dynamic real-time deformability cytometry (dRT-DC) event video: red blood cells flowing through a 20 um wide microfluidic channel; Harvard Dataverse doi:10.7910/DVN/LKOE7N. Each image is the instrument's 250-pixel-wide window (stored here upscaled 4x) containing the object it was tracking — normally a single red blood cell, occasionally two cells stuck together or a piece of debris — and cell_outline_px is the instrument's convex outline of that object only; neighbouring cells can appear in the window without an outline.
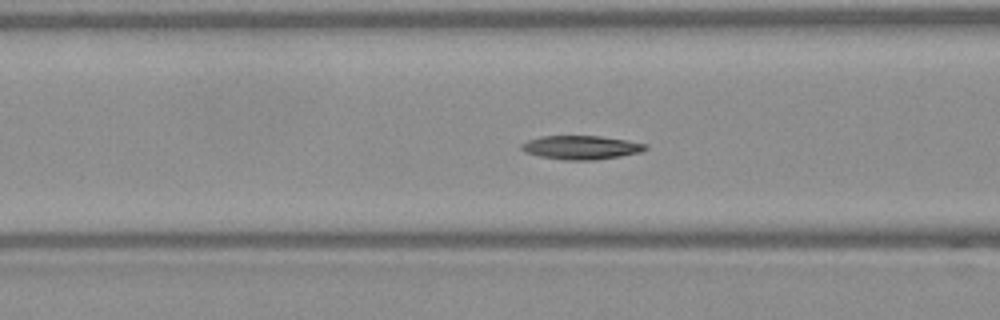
{"species": "Egyptian fruit bat (a non-hibernating species)", "species_latin": "Rousettus aegyptiacus", "temperature_condition": "warm", "stored_images_in_passage": 54, "camera_frame_rate_fps": 3000, "um_per_image_px": 0.085, "frame": {"image": 1, "passage_image": 21, "time_ms": 6.667, "image_size_px": [1000, 320], "cell_outline_px": [[648, 148], [640, 152], [620, 156], [596, 160], [564, 160], [540, 156], [524, 152], [520, 148], [520, 144], [528, 140], [540, 136], [600, 136], [628, 140], [648, 144]], "centroid_in_image_um": [49.39, 12.53], "position_along_channel_um": 117.2, "area_um2": 17.28}}
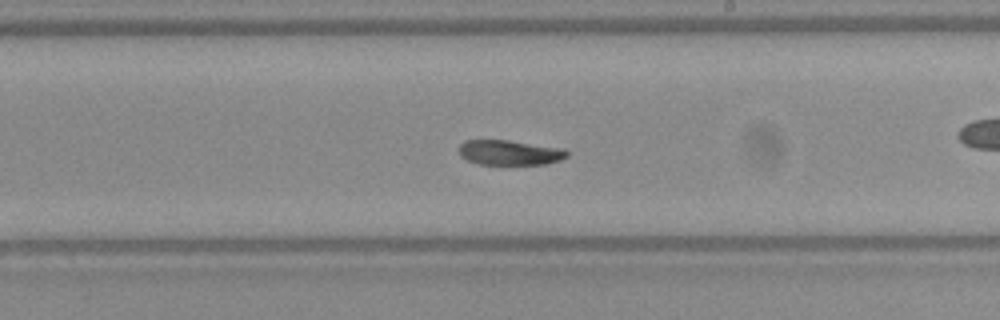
{"frame": {"image": 2, "passage_image": 31, "time_ms": 10.0, "image_size_px": [1000, 320], "cell_outline_px": [[568, 156], [560, 160], [544, 164], [476, 164], [460, 156], [460, 144], [464, 140], [508, 140], [564, 148], [568, 152]], "centroid_in_image_um": [43.33, 12.96], "position_along_channel_um": 245.7, "area_um2": 15.72}}
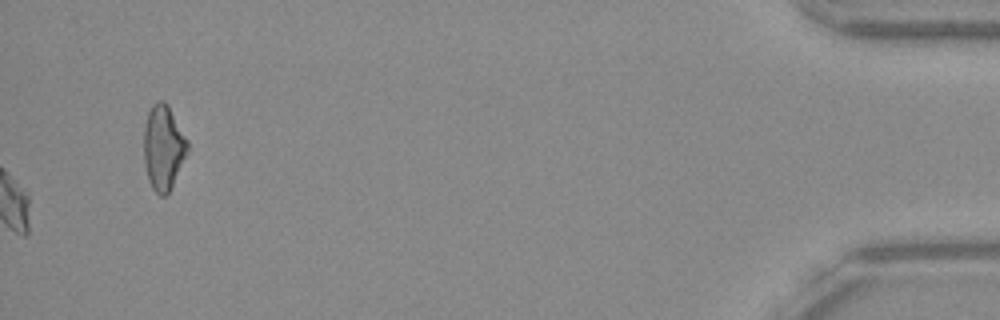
{"frame": {"image": 3, "passage_image": 54, "time_ms": 17.667, "image_size_px": [1000, 320], "cell_outline_px": [[188, 152], [168, 192], [164, 196], [160, 196], [152, 188], [148, 180], [144, 164], [144, 128], [148, 112], [152, 104], [156, 100], [164, 100], [168, 104], [188, 140]], "centroid_in_image_um": [13.88, 12.5], "position_along_channel_um": 421.3, "area_um2": 21.62}, "authors_computed_cell_mechanics": {"area_um2": 16.8776, "velocity_mm_per_s": 3.8549, "shape_relaxation_time_tau1_ms": 5.8105, "shape_relaxation_time_tau2_ms": null, "deformation_change_tau1": 0.1831, "deformation_change_tau2": null}}